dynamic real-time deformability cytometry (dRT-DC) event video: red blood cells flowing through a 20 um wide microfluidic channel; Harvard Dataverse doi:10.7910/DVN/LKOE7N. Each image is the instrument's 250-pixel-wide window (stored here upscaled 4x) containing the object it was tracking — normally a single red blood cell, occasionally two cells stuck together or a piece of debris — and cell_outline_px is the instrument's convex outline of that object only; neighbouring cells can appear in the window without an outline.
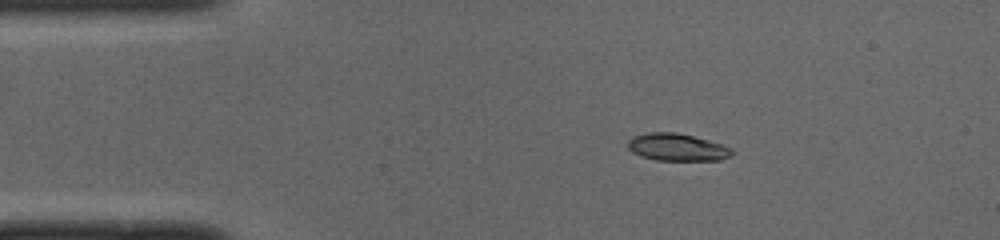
{"species": "common noctule bat (a hibernating species)", "species_latin": "Nyctalus noctula", "temperature_condition": "cold", "stored_images_in_passage": 44, "segment_of_instrument_passage": [1, 2], "camera_frame_rate_fps": 3000, "um_per_image_px": 0.085, "animal": {"sex": "male", "body_mass_g": 19.0, "forearm_length_mm": 50.8}, "frame": {"image": 1, "passage_image": 1, "time_ms": 0.0, "image_size_px": [1000, 240], "cell_outline_px": [[732, 156], [720, 160], [656, 160], [640, 156], [632, 152], [628, 148], [628, 140], [632, 136], [648, 132], [676, 132], [708, 140], [732, 148]], "centroid_in_image_um": [57.52, 12.51], "position_along_channel_um": 27.5, "area_um2": 16.59}}
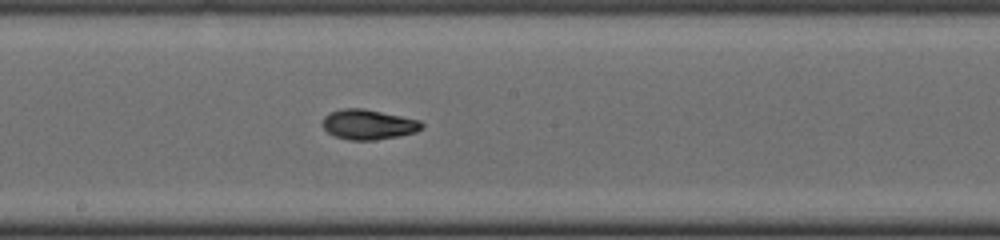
{"frame": {"image": 2, "passage_image": 19, "time_ms": 6.0, "image_size_px": [1000, 240], "cell_outline_px": [[424, 128], [416, 132], [400, 136], [376, 140], [348, 140], [336, 136], [328, 132], [320, 124], [324, 116], [328, 112], [340, 108], [364, 108], [420, 120], [424, 124]], "centroid_in_image_um": [31.3, 10.57], "position_along_channel_um": 216.9, "area_um2": 17.69}}
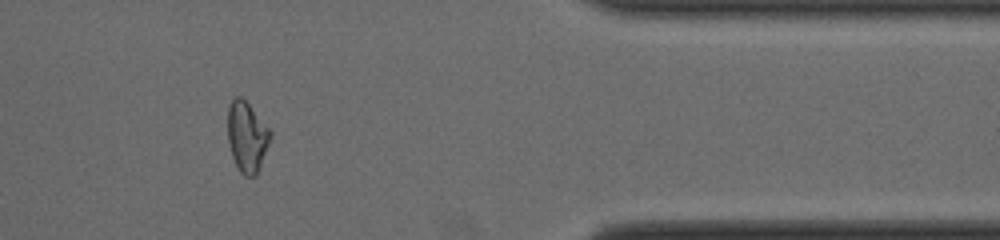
{"frame": {"image": 3, "passage_image": 34, "time_ms": 11.0, "image_size_px": [1000, 240], "cell_outline_px": [[272, 136], [256, 176], [244, 176], [240, 172], [232, 156], [228, 140], [228, 108], [232, 100], [236, 96], [240, 96], [248, 104], [272, 132]], "centroid_in_image_um": [20.99, 11.64], "position_along_channel_um": 390.4, "area_um2": 17.22}}